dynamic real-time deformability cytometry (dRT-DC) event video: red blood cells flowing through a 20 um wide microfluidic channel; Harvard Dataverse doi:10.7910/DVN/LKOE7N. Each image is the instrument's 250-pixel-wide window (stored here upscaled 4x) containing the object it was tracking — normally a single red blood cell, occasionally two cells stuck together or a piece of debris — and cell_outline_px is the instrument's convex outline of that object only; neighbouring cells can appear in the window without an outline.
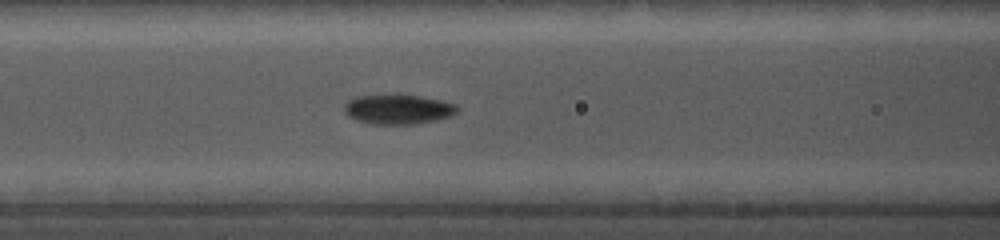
{"species": "common noctule bat (a hibernating species)", "species_latin": "Nyctalus noctula", "temperature_condition": "cold", "stored_images_in_passage": 8, "camera_frame_rate_fps": 5000, "um_per_image_px": 0.085, "animal": {"sex": "female", "body_mass_g": 19.0, "forearm_length_mm": 56.7}, "frame": {"image": 1, "passage_image": 3, "time_ms": 1.0, "image_size_px": [1000, 240], "cell_outline_px": [[460, 112], [452, 116], [436, 120], [416, 124], [368, 124], [352, 120], [344, 112], [344, 104], [352, 100], [368, 96], [416, 96], [456, 104], [460, 108]], "centroid_in_image_um": [33.87, 9.34], "position_along_channel_um": 132.7, "area_um2": 19.19}}
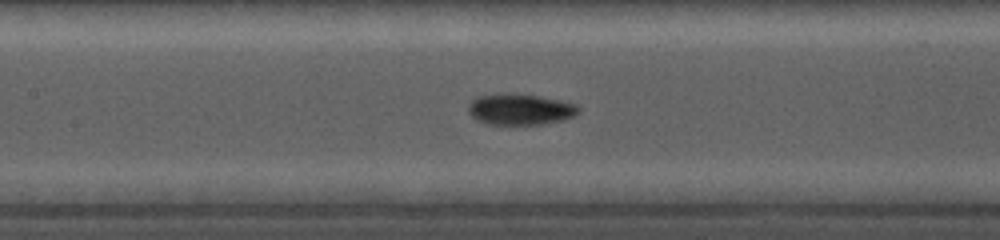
{"frame": {"image": 2, "passage_image": 5, "time_ms": 1.8, "image_size_px": [1000, 240], "cell_outline_px": [[580, 112], [576, 116], [564, 120], [544, 124], [484, 124], [476, 120], [468, 112], [468, 108], [476, 100], [484, 96], [532, 96], [576, 104], [580, 108]], "centroid_in_image_um": [44.3, 9.37], "position_along_channel_um": 163.1, "area_um2": 18.84}}
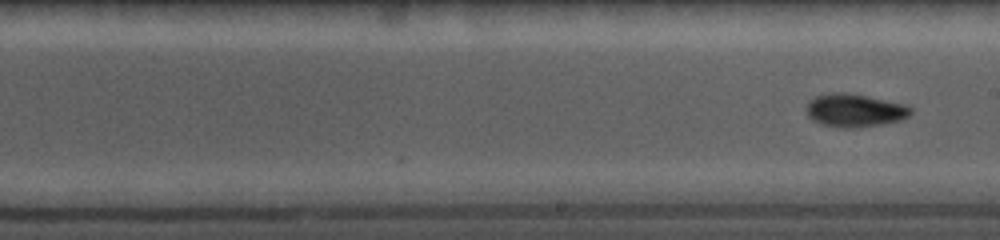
{"frame": {"image": 3, "passage_image": 8, "time_ms": 3.2, "image_size_px": [1000, 240], "cell_outline_px": [[912, 112], [904, 120], [884, 124], [856, 128], [844, 128], [820, 124], [812, 120], [808, 116], [808, 104], [816, 96], [864, 96], [900, 104], [912, 108]], "centroid_in_image_um": [72.71, 9.47], "position_along_channel_um": 216.3, "area_um2": 18.96}}